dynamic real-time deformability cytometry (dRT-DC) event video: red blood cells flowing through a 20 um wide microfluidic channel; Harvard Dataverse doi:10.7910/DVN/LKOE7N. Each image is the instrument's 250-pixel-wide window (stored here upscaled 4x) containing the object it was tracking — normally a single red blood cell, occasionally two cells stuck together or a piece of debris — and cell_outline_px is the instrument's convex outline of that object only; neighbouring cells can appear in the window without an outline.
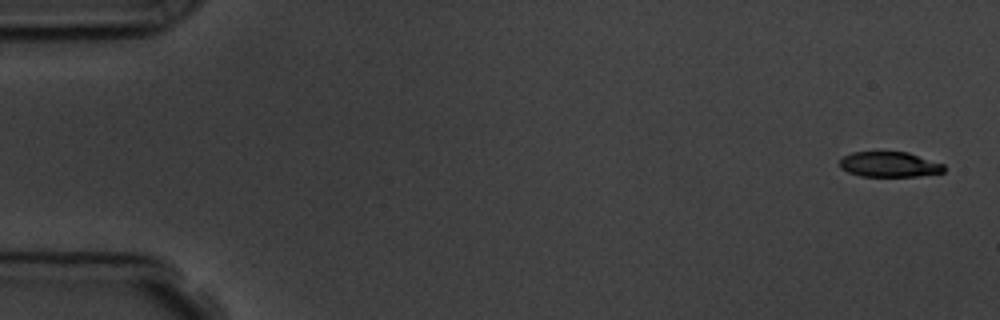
{"species": "common noctule bat (a hibernating species)", "species_latin": "Nyctalus noctula", "temperature_condition": "room temperature", "stored_images_in_passage": 5, "camera_frame_rate_fps": 3000, "um_per_image_px": 0.085, "animal": {"sex": "male", "body_mass_g": 19.5, "forearm_length_mm": 54.6}, "frame": {"image": 1, "passage_image": 1, "time_ms": 0.0, "image_size_px": [1000, 320], "cell_outline_px": [[944, 172], [916, 176], [860, 176], [848, 172], [840, 168], [840, 160], [844, 156], [852, 152], [908, 152], [944, 164]], "centroid_in_image_um": [75.59, 13.97], "position_along_channel_um": 9.4, "area_um2": 15.26}}
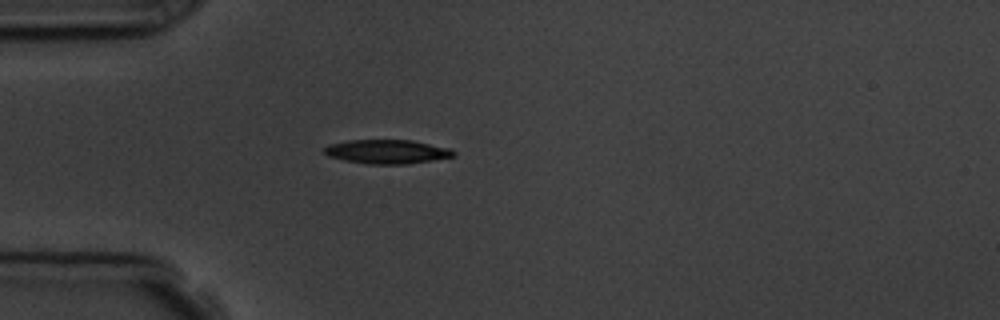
{"frame": {"image": 2, "passage_image": 5, "time_ms": 4.667, "image_size_px": [1000, 320], "cell_outline_px": [[456, 156], [432, 160], [404, 164], [368, 164], [344, 160], [328, 156], [324, 152], [324, 148], [328, 144], [348, 140], [412, 140], [448, 148], [456, 152]], "centroid_in_image_um": [32.88, 12.89], "position_along_channel_um": 52.1, "area_um2": 18.03}}